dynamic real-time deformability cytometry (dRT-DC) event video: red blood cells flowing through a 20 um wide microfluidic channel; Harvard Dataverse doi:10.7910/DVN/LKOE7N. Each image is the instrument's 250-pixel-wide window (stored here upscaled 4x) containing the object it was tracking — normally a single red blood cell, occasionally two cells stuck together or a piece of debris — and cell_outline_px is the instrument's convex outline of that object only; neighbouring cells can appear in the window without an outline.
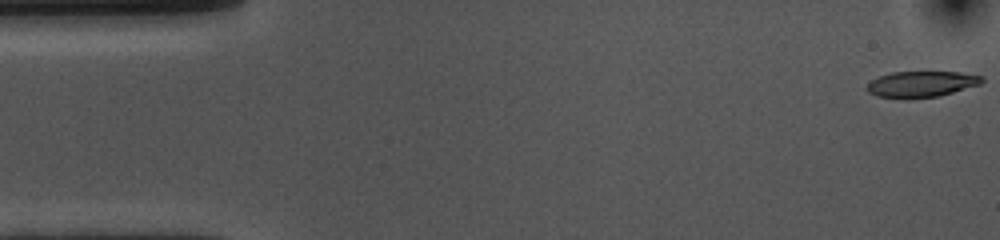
{"species": "common noctule bat (a hibernating species)", "species_latin": "Nyctalus noctula", "temperature_condition": "cold", "stored_images_in_passage": 52, "camera_frame_rate_fps": 3000, "um_per_image_px": 0.085, "animal": {"sex": "female", "body_mass_g": 10.0, "forearm_length_mm": 53.1}, "frame": {"image": 1, "passage_image": 1, "time_ms": 0.0, "image_size_px": [1000, 240], "cell_outline_px": [[984, 80], [980, 84], [940, 96], [908, 100], [904, 100], [876, 96], [868, 92], [864, 88], [872, 80], [880, 76], [892, 72], [960, 72], [984, 76]], "centroid_in_image_um": [78.29, 7.17], "position_along_channel_um": 6.7, "area_um2": 17.8}}
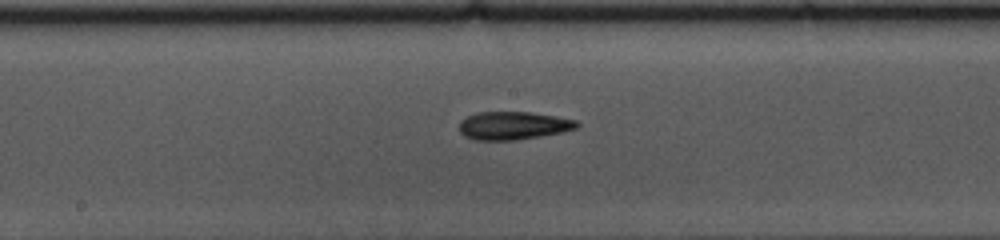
{"frame": {"image": 2, "passage_image": 27, "time_ms": 8.667, "image_size_px": [1000, 240], "cell_outline_px": [[580, 124], [576, 128], [560, 132], [540, 136], [516, 140], [476, 140], [464, 136], [460, 132], [460, 120], [476, 112], [528, 112], [576, 120]], "centroid_in_image_um": [43.58, 10.68], "position_along_channel_um": 204.6, "area_um2": 19.02}}
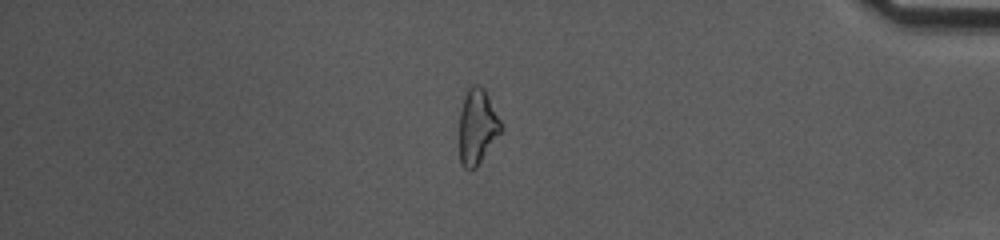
{"frame": {"image": 3, "passage_image": 46, "time_ms": 15.0, "image_size_px": [1000, 240], "cell_outline_px": [[504, 128], [476, 168], [464, 168], [460, 160], [460, 108], [464, 96], [468, 88], [472, 84], [480, 84], [484, 88]], "centroid_in_image_um": [40.57, 10.73], "position_along_channel_um": 394.6, "area_um2": 18.21}, "authors_computed_cell_mechanics": {"area_um2": 18.785, "velocity_mm_per_s": 3.5966, "shape_relaxation_time_tau1_ms": 6.7724, "shape_relaxation_time_tau2_ms": 6.8931, "deformation_change_tau1": 0.1895, "deformation_change_tau2": 0.179}}